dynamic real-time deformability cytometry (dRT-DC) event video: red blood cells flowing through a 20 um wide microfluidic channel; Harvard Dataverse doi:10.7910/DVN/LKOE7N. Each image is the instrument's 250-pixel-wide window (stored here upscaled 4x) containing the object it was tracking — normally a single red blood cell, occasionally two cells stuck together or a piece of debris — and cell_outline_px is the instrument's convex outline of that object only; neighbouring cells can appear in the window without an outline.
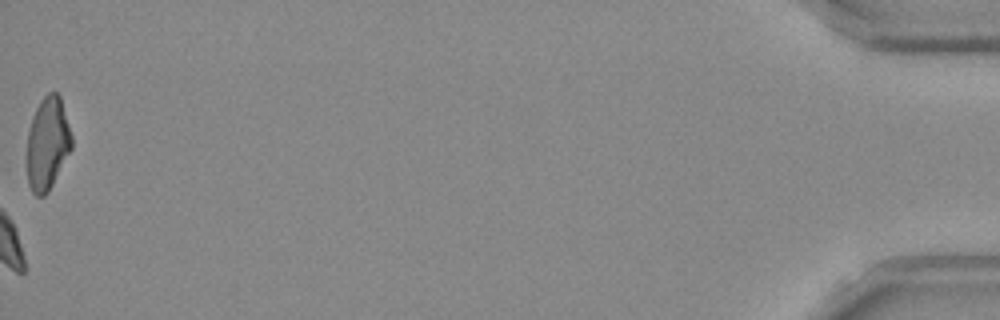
{"species": "Egyptian fruit bat (a non-hibernating species)", "species_latin": "Rousettus aegyptiacus", "temperature_condition": "room temperature", "stored_images_in_passage": 52, "camera_frame_rate_fps": 3000, "um_per_image_px": 0.085, "frame": {"image": 1, "passage_image": 52, "time_ms": 17.0, "image_size_px": [1000, 320], "cell_outline_px": [[72, 148], [48, 192], [44, 196], [36, 196], [32, 192], [28, 184], [28, 132], [32, 116], [40, 100], [48, 92], [56, 92], [60, 96], [72, 136]], "centroid_in_image_um": [4.05, 12.19], "position_along_channel_um": 431.2, "area_um2": 23.99}, "authors_computed_cell_mechanics": {"area_um2": 22.7732, "velocity_mm_per_s": 3.818, "shape_relaxation_time_tau1_ms": 2.8792, "shape_relaxation_time_tau2_ms": null, "deformation_change_tau1": 0.0992, "deformation_change_tau2": null}}